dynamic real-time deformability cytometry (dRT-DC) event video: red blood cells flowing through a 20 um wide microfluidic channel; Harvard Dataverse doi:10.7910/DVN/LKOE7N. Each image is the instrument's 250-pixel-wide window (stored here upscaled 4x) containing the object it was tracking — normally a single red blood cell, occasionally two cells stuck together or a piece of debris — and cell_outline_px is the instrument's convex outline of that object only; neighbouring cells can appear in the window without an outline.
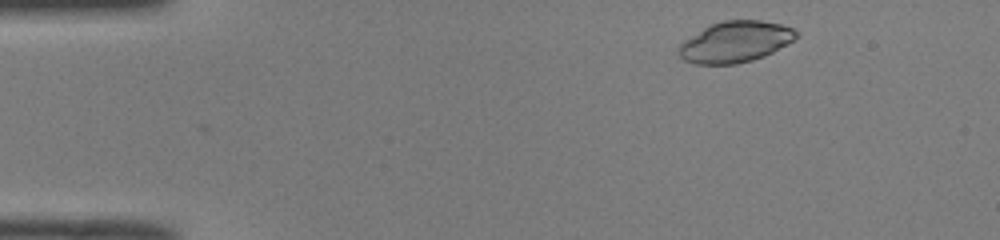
{"species": "common noctule bat (a hibernating species)", "species_latin": "Nyctalus noctula", "temperature_condition": "room temperature", "stored_images_in_passage": 3, "camera_frame_rate_fps": 3000, "um_per_image_px": 0.085, "animal": {"sex": "male", "body_mass_g": 19.0, "forearm_length_mm": 50.8}, "frame": {"image": 1, "passage_image": 3, "time_ms": 0.667, "image_size_px": [1000, 240], "cell_outline_px": [[800, 36], [772, 52], [764, 56], [752, 60], [736, 64], [696, 64], [684, 60], [676, 52], [676, 48], [684, 40], [704, 28], [712, 24], [724, 20], [760, 20], [780, 24], [792, 28], [800, 32]], "centroid_in_image_um": [62.49, 3.56], "position_along_channel_um": 22.5, "area_um2": 28.09}}